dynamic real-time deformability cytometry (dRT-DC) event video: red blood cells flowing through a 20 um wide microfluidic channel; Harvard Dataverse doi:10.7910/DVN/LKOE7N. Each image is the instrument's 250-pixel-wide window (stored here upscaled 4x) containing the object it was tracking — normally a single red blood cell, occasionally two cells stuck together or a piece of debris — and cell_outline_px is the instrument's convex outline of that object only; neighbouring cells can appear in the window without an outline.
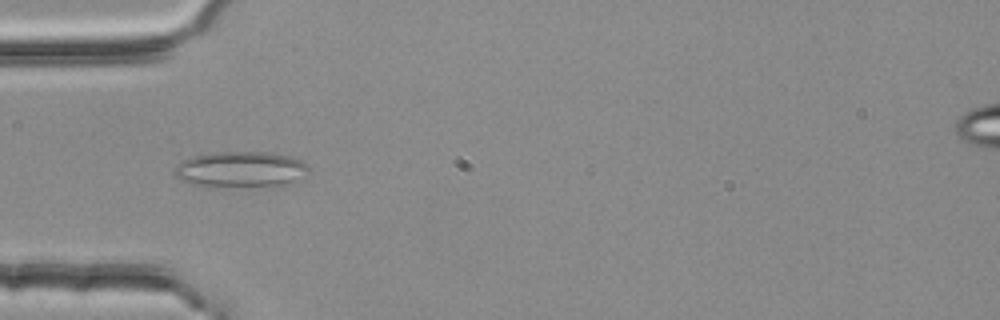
{"species": "common noctule bat (a hibernating species)", "species_latin": "Nyctalus noctula", "temperature_condition": "room temperature", "stored_images_in_passage": 4, "camera_frame_rate_fps": 3000, "um_per_image_px": 0.085, "animal": {"sex": "female", "body_mass_g": 25.1}, "frame": {"image": 1, "passage_image": 3, "time_ms": 0.667, "image_size_px": [1000, 320], "cell_outline_px": [[308, 172], [296, 180], [288, 184], [192, 184], [180, 180], [176, 176], [176, 164], [192, 156], [212, 152], [264, 152], [288, 156], [300, 160], [308, 164]], "centroid_in_image_um": [20.45, 14.34], "position_along_channel_um": 64.5, "area_um2": 26.7}}